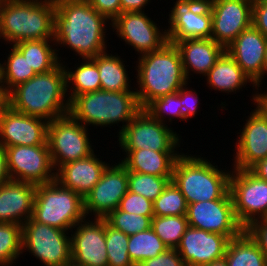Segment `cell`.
Here are the masks:
<instances>
[{
    "label": "cell",
    "instance_id": "9c48e42d",
    "mask_svg": "<svg viewBox=\"0 0 267 266\" xmlns=\"http://www.w3.org/2000/svg\"><path fill=\"white\" fill-rule=\"evenodd\" d=\"M67 234L31 217L22 225V251L31 252L44 266H63L71 262V236Z\"/></svg>",
    "mask_w": 267,
    "mask_h": 266
},
{
    "label": "cell",
    "instance_id": "836d02e7",
    "mask_svg": "<svg viewBox=\"0 0 267 266\" xmlns=\"http://www.w3.org/2000/svg\"><path fill=\"white\" fill-rule=\"evenodd\" d=\"M189 223L186 215L154 216L151 219V228L164 242L168 249H176Z\"/></svg>",
    "mask_w": 267,
    "mask_h": 266
},
{
    "label": "cell",
    "instance_id": "4fadbf2b",
    "mask_svg": "<svg viewBox=\"0 0 267 266\" xmlns=\"http://www.w3.org/2000/svg\"><path fill=\"white\" fill-rule=\"evenodd\" d=\"M186 218L191 227L229 239L239 236L245 229L235 216L229 191L221 199L188 204Z\"/></svg>",
    "mask_w": 267,
    "mask_h": 266
},
{
    "label": "cell",
    "instance_id": "816d5d0a",
    "mask_svg": "<svg viewBox=\"0 0 267 266\" xmlns=\"http://www.w3.org/2000/svg\"><path fill=\"white\" fill-rule=\"evenodd\" d=\"M7 105V94L4 88H0V113L2 109Z\"/></svg>",
    "mask_w": 267,
    "mask_h": 266
},
{
    "label": "cell",
    "instance_id": "3957f363",
    "mask_svg": "<svg viewBox=\"0 0 267 266\" xmlns=\"http://www.w3.org/2000/svg\"><path fill=\"white\" fill-rule=\"evenodd\" d=\"M136 63L139 90H134L142 109L188 85L179 50L173 43L167 42L161 49L139 56Z\"/></svg>",
    "mask_w": 267,
    "mask_h": 266
},
{
    "label": "cell",
    "instance_id": "4dcf8cb0",
    "mask_svg": "<svg viewBox=\"0 0 267 266\" xmlns=\"http://www.w3.org/2000/svg\"><path fill=\"white\" fill-rule=\"evenodd\" d=\"M82 60L83 63L78 65L76 70H70L69 67L64 65L67 94L69 92L67 96L70 102L81 94L101 90V79L97 65L90 58H84ZM70 84L73 86L71 87Z\"/></svg>",
    "mask_w": 267,
    "mask_h": 266
},
{
    "label": "cell",
    "instance_id": "52a82bcc",
    "mask_svg": "<svg viewBox=\"0 0 267 266\" xmlns=\"http://www.w3.org/2000/svg\"><path fill=\"white\" fill-rule=\"evenodd\" d=\"M32 218L51 227L72 231L86 218L84 199L57 180L36 185Z\"/></svg>",
    "mask_w": 267,
    "mask_h": 266
},
{
    "label": "cell",
    "instance_id": "f1b7e54d",
    "mask_svg": "<svg viewBox=\"0 0 267 266\" xmlns=\"http://www.w3.org/2000/svg\"><path fill=\"white\" fill-rule=\"evenodd\" d=\"M53 40H24L14 46L27 59L30 67L36 74L46 73L53 70L62 60L59 50L50 45ZM58 52V53H57Z\"/></svg>",
    "mask_w": 267,
    "mask_h": 266
},
{
    "label": "cell",
    "instance_id": "c3c4849f",
    "mask_svg": "<svg viewBox=\"0 0 267 266\" xmlns=\"http://www.w3.org/2000/svg\"><path fill=\"white\" fill-rule=\"evenodd\" d=\"M9 172L7 167V156L5 147L0 145V186L9 181Z\"/></svg>",
    "mask_w": 267,
    "mask_h": 266
},
{
    "label": "cell",
    "instance_id": "f546056e",
    "mask_svg": "<svg viewBox=\"0 0 267 266\" xmlns=\"http://www.w3.org/2000/svg\"><path fill=\"white\" fill-rule=\"evenodd\" d=\"M224 257L228 266H267L266 256L245 230L230 239Z\"/></svg>",
    "mask_w": 267,
    "mask_h": 266
},
{
    "label": "cell",
    "instance_id": "2e32d148",
    "mask_svg": "<svg viewBox=\"0 0 267 266\" xmlns=\"http://www.w3.org/2000/svg\"><path fill=\"white\" fill-rule=\"evenodd\" d=\"M128 191V170L119 163L109 164L101 179L84 197V213L94 218L104 219L111 211L119 207L121 199ZM93 213V214H92Z\"/></svg>",
    "mask_w": 267,
    "mask_h": 266
},
{
    "label": "cell",
    "instance_id": "f907efd6",
    "mask_svg": "<svg viewBox=\"0 0 267 266\" xmlns=\"http://www.w3.org/2000/svg\"><path fill=\"white\" fill-rule=\"evenodd\" d=\"M257 92V93H256ZM255 94L252 95V100L254 104H257L262 111L267 115V93H258L256 91Z\"/></svg>",
    "mask_w": 267,
    "mask_h": 266
},
{
    "label": "cell",
    "instance_id": "4316f807",
    "mask_svg": "<svg viewBox=\"0 0 267 266\" xmlns=\"http://www.w3.org/2000/svg\"><path fill=\"white\" fill-rule=\"evenodd\" d=\"M207 84L211 90L224 93H236L239 89L245 88L247 82L252 83V87L257 90L255 84L244 73L236 61L225 51L217 60L216 64L208 71L205 76Z\"/></svg>",
    "mask_w": 267,
    "mask_h": 266
},
{
    "label": "cell",
    "instance_id": "9a60e30c",
    "mask_svg": "<svg viewBox=\"0 0 267 266\" xmlns=\"http://www.w3.org/2000/svg\"><path fill=\"white\" fill-rule=\"evenodd\" d=\"M109 25L140 56L157 51L168 42L166 29L162 32L144 11L123 12Z\"/></svg>",
    "mask_w": 267,
    "mask_h": 266
},
{
    "label": "cell",
    "instance_id": "74e56055",
    "mask_svg": "<svg viewBox=\"0 0 267 266\" xmlns=\"http://www.w3.org/2000/svg\"><path fill=\"white\" fill-rule=\"evenodd\" d=\"M187 202L184 195L170 181L162 193L153 202L154 216L186 215Z\"/></svg>",
    "mask_w": 267,
    "mask_h": 266
},
{
    "label": "cell",
    "instance_id": "ab89813d",
    "mask_svg": "<svg viewBox=\"0 0 267 266\" xmlns=\"http://www.w3.org/2000/svg\"><path fill=\"white\" fill-rule=\"evenodd\" d=\"M181 99L178 92L161 96L152 101L145 110L156 120L165 124L164 116L168 117V121L172 123L173 118L181 119L180 107Z\"/></svg>",
    "mask_w": 267,
    "mask_h": 266
},
{
    "label": "cell",
    "instance_id": "ffe728a7",
    "mask_svg": "<svg viewBox=\"0 0 267 266\" xmlns=\"http://www.w3.org/2000/svg\"><path fill=\"white\" fill-rule=\"evenodd\" d=\"M255 105L237 137L233 163L236 169L249 170L258 161L267 158V115Z\"/></svg>",
    "mask_w": 267,
    "mask_h": 266
},
{
    "label": "cell",
    "instance_id": "bcb514c9",
    "mask_svg": "<svg viewBox=\"0 0 267 266\" xmlns=\"http://www.w3.org/2000/svg\"><path fill=\"white\" fill-rule=\"evenodd\" d=\"M252 25L267 38V0H253Z\"/></svg>",
    "mask_w": 267,
    "mask_h": 266
},
{
    "label": "cell",
    "instance_id": "5bb4252c",
    "mask_svg": "<svg viewBox=\"0 0 267 266\" xmlns=\"http://www.w3.org/2000/svg\"><path fill=\"white\" fill-rule=\"evenodd\" d=\"M166 29L168 41L211 39L212 15L208 0H176Z\"/></svg>",
    "mask_w": 267,
    "mask_h": 266
},
{
    "label": "cell",
    "instance_id": "f6af8a7d",
    "mask_svg": "<svg viewBox=\"0 0 267 266\" xmlns=\"http://www.w3.org/2000/svg\"><path fill=\"white\" fill-rule=\"evenodd\" d=\"M89 4L111 23L121 14L120 0H87Z\"/></svg>",
    "mask_w": 267,
    "mask_h": 266
},
{
    "label": "cell",
    "instance_id": "db71d44e",
    "mask_svg": "<svg viewBox=\"0 0 267 266\" xmlns=\"http://www.w3.org/2000/svg\"><path fill=\"white\" fill-rule=\"evenodd\" d=\"M267 73V47H266V53H265V61H264V65H263V75H262V80L263 78H265L264 76Z\"/></svg>",
    "mask_w": 267,
    "mask_h": 266
},
{
    "label": "cell",
    "instance_id": "8fae6325",
    "mask_svg": "<svg viewBox=\"0 0 267 266\" xmlns=\"http://www.w3.org/2000/svg\"><path fill=\"white\" fill-rule=\"evenodd\" d=\"M229 192L235 216L244 228L255 220L267 218V181L250 170L233 168Z\"/></svg>",
    "mask_w": 267,
    "mask_h": 266
},
{
    "label": "cell",
    "instance_id": "11a10c76",
    "mask_svg": "<svg viewBox=\"0 0 267 266\" xmlns=\"http://www.w3.org/2000/svg\"><path fill=\"white\" fill-rule=\"evenodd\" d=\"M0 88H4V87H3V83H2V70H1V63H0Z\"/></svg>",
    "mask_w": 267,
    "mask_h": 266
},
{
    "label": "cell",
    "instance_id": "ba28073f",
    "mask_svg": "<svg viewBox=\"0 0 267 266\" xmlns=\"http://www.w3.org/2000/svg\"><path fill=\"white\" fill-rule=\"evenodd\" d=\"M88 128L69 113L48 122L47 143L54 169L94 153Z\"/></svg>",
    "mask_w": 267,
    "mask_h": 266
},
{
    "label": "cell",
    "instance_id": "603a6c76",
    "mask_svg": "<svg viewBox=\"0 0 267 266\" xmlns=\"http://www.w3.org/2000/svg\"><path fill=\"white\" fill-rule=\"evenodd\" d=\"M36 185L9 180L0 186V223L23 225L33 214Z\"/></svg>",
    "mask_w": 267,
    "mask_h": 266
},
{
    "label": "cell",
    "instance_id": "5b68a950",
    "mask_svg": "<svg viewBox=\"0 0 267 266\" xmlns=\"http://www.w3.org/2000/svg\"><path fill=\"white\" fill-rule=\"evenodd\" d=\"M142 110L135 91L97 90L76 96L69 104V114L85 127H107L122 122L120 133ZM125 123V124H124Z\"/></svg>",
    "mask_w": 267,
    "mask_h": 266
},
{
    "label": "cell",
    "instance_id": "7c38bea8",
    "mask_svg": "<svg viewBox=\"0 0 267 266\" xmlns=\"http://www.w3.org/2000/svg\"><path fill=\"white\" fill-rule=\"evenodd\" d=\"M11 180L46 184L56 180L48 145L5 147Z\"/></svg>",
    "mask_w": 267,
    "mask_h": 266
},
{
    "label": "cell",
    "instance_id": "30bf717a",
    "mask_svg": "<svg viewBox=\"0 0 267 266\" xmlns=\"http://www.w3.org/2000/svg\"><path fill=\"white\" fill-rule=\"evenodd\" d=\"M178 135L142 109L118 134V141L122 150L176 151L181 143Z\"/></svg>",
    "mask_w": 267,
    "mask_h": 266
},
{
    "label": "cell",
    "instance_id": "e0dca14e",
    "mask_svg": "<svg viewBox=\"0 0 267 266\" xmlns=\"http://www.w3.org/2000/svg\"><path fill=\"white\" fill-rule=\"evenodd\" d=\"M212 15L211 39L225 49L252 26L253 0H208Z\"/></svg>",
    "mask_w": 267,
    "mask_h": 266
},
{
    "label": "cell",
    "instance_id": "681fc988",
    "mask_svg": "<svg viewBox=\"0 0 267 266\" xmlns=\"http://www.w3.org/2000/svg\"><path fill=\"white\" fill-rule=\"evenodd\" d=\"M249 170L259 178L267 181V158L258 161Z\"/></svg>",
    "mask_w": 267,
    "mask_h": 266
},
{
    "label": "cell",
    "instance_id": "44dd1931",
    "mask_svg": "<svg viewBox=\"0 0 267 266\" xmlns=\"http://www.w3.org/2000/svg\"><path fill=\"white\" fill-rule=\"evenodd\" d=\"M230 239L189 226L176 248L186 266H204L225 256Z\"/></svg>",
    "mask_w": 267,
    "mask_h": 266
},
{
    "label": "cell",
    "instance_id": "d6a6232c",
    "mask_svg": "<svg viewBox=\"0 0 267 266\" xmlns=\"http://www.w3.org/2000/svg\"><path fill=\"white\" fill-rule=\"evenodd\" d=\"M7 56V62L1 64L2 83L5 93L8 94L14 87L24 83L36 75L23 54L12 45Z\"/></svg>",
    "mask_w": 267,
    "mask_h": 266
},
{
    "label": "cell",
    "instance_id": "ac0fdd59",
    "mask_svg": "<svg viewBox=\"0 0 267 266\" xmlns=\"http://www.w3.org/2000/svg\"><path fill=\"white\" fill-rule=\"evenodd\" d=\"M91 220L85 218L73 227L74 234L70 231L71 261L80 266H108L105 219Z\"/></svg>",
    "mask_w": 267,
    "mask_h": 266
},
{
    "label": "cell",
    "instance_id": "7402d4cb",
    "mask_svg": "<svg viewBox=\"0 0 267 266\" xmlns=\"http://www.w3.org/2000/svg\"><path fill=\"white\" fill-rule=\"evenodd\" d=\"M267 47V38L253 25L243 30L226 48L244 73L257 87L262 83L263 65Z\"/></svg>",
    "mask_w": 267,
    "mask_h": 266
},
{
    "label": "cell",
    "instance_id": "ee69618b",
    "mask_svg": "<svg viewBox=\"0 0 267 266\" xmlns=\"http://www.w3.org/2000/svg\"><path fill=\"white\" fill-rule=\"evenodd\" d=\"M244 230L257 243L267 259V218L253 221Z\"/></svg>",
    "mask_w": 267,
    "mask_h": 266
},
{
    "label": "cell",
    "instance_id": "277c9868",
    "mask_svg": "<svg viewBox=\"0 0 267 266\" xmlns=\"http://www.w3.org/2000/svg\"><path fill=\"white\" fill-rule=\"evenodd\" d=\"M55 0H0V39L53 40Z\"/></svg>",
    "mask_w": 267,
    "mask_h": 266
},
{
    "label": "cell",
    "instance_id": "d4e9b609",
    "mask_svg": "<svg viewBox=\"0 0 267 266\" xmlns=\"http://www.w3.org/2000/svg\"><path fill=\"white\" fill-rule=\"evenodd\" d=\"M175 44L179 50L183 70L187 80L190 72L206 76L208 71L216 64L217 60L226 49L213 39L198 38L180 41H168Z\"/></svg>",
    "mask_w": 267,
    "mask_h": 266
},
{
    "label": "cell",
    "instance_id": "f5cc1de1",
    "mask_svg": "<svg viewBox=\"0 0 267 266\" xmlns=\"http://www.w3.org/2000/svg\"><path fill=\"white\" fill-rule=\"evenodd\" d=\"M204 266H228V263L226 261V258L223 257L221 259L215 260V261L211 262L210 264H207Z\"/></svg>",
    "mask_w": 267,
    "mask_h": 266
},
{
    "label": "cell",
    "instance_id": "8d00e7d4",
    "mask_svg": "<svg viewBox=\"0 0 267 266\" xmlns=\"http://www.w3.org/2000/svg\"><path fill=\"white\" fill-rule=\"evenodd\" d=\"M105 241L108 266H135L129 258V236L114 229L105 220Z\"/></svg>",
    "mask_w": 267,
    "mask_h": 266
},
{
    "label": "cell",
    "instance_id": "484cf974",
    "mask_svg": "<svg viewBox=\"0 0 267 266\" xmlns=\"http://www.w3.org/2000/svg\"><path fill=\"white\" fill-rule=\"evenodd\" d=\"M122 151L126 157L120 159V162L128 171L154 176H172L174 164L182 154L179 151H154L151 149Z\"/></svg>",
    "mask_w": 267,
    "mask_h": 266
},
{
    "label": "cell",
    "instance_id": "6da1fadb",
    "mask_svg": "<svg viewBox=\"0 0 267 266\" xmlns=\"http://www.w3.org/2000/svg\"><path fill=\"white\" fill-rule=\"evenodd\" d=\"M55 4L53 45H66L82 59L107 51L105 16L87 0H55Z\"/></svg>",
    "mask_w": 267,
    "mask_h": 266
},
{
    "label": "cell",
    "instance_id": "f35d334b",
    "mask_svg": "<svg viewBox=\"0 0 267 266\" xmlns=\"http://www.w3.org/2000/svg\"><path fill=\"white\" fill-rule=\"evenodd\" d=\"M104 219L111 227L124 232L128 236L146 231L151 227L149 217L127 213L119 208L111 211Z\"/></svg>",
    "mask_w": 267,
    "mask_h": 266
},
{
    "label": "cell",
    "instance_id": "d6986e66",
    "mask_svg": "<svg viewBox=\"0 0 267 266\" xmlns=\"http://www.w3.org/2000/svg\"><path fill=\"white\" fill-rule=\"evenodd\" d=\"M47 127L46 120L17 112L6 105L0 113V145H48Z\"/></svg>",
    "mask_w": 267,
    "mask_h": 266
},
{
    "label": "cell",
    "instance_id": "7bdbcfd3",
    "mask_svg": "<svg viewBox=\"0 0 267 266\" xmlns=\"http://www.w3.org/2000/svg\"><path fill=\"white\" fill-rule=\"evenodd\" d=\"M138 266H186L176 249H167L158 256L142 261Z\"/></svg>",
    "mask_w": 267,
    "mask_h": 266
},
{
    "label": "cell",
    "instance_id": "d590c367",
    "mask_svg": "<svg viewBox=\"0 0 267 266\" xmlns=\"http://www.w3.org/2000/svg\"><path fill=\"white\" fill-rule=\"evenodd\" d=\"M171 179L172 176H154L128 171V191L154 202Z\"/></svg>",
    "mask_w": 267,
    "mask_h": 266
},
{
    "label": "cell",
    "instance_id": "9f6ffc18",
    "mask_svg": "<svg viewBox=\"0 0 267 266\" xmlns=\"http://www.w3.org/2000/svg\"><path fill=\"white\" fill-rule=\"evenodd\" d=\"M63 266H80V265H77V264H75L74 262H69V263H67V264H65V265H63Z\"/></svg>",
    "mask_w": 267,
    "mask_h": 266
},
{
    "label": "cell",
    "instance_id": "60d3db41",
    "mask_svg": "<svg viewBox=\"0 0 267 266\" xmlns=\"http://www.w3.org/2000/svg\"><path fill=\"white\" fill-rule=\"evenodd\" d=\"M118 208L121 211L137 215L140 214L150 219L154 217L153 202L130 191H127L125 196L121 199Z\"/></svg>",
    "mask_w": 267,
    "mask_h": 266
},
{
    "label": "cell",
    "instance_id": "83f0119b",
    "mask_svg": "<svg viewBox=\"0 0 267 266\" xmlns=\"http://www.w3.org/2000/svg\"><path fill=\"white\" fill-rule=\"evenodd\" d=\"M98 67L101 90L106 91H131L130 80L123 59L118 55L108 54L106 51L90 58ZM127 72V73H126Z\"/></svg>",
    "mask_w": 267,
    "mask_h": 266
},
{
    "label": "cell",
    "instance_id": "7a4b0ae2",
    "mask_svg": "<svg viewBox=\"0 0 267 266\" xmlns=\"http://www.w3.org/2000/svg\"><path fill=\"white\" fill-rule=\"evenodd\" d=\"M66 92V71L60 62L53 70L36 74L14 87L7 94V105L17 112L51 122L69 113Z\"/></svg>",
    "mask_w": 267,
    "mask_h": 266
},
{
    "label": "cell",
    "instance_id": "b9f144b4",
    "mask_svg": "<svg viewBox=\"0 0 267 266\" xmlns=\"http://www.w3.org/2000/svg\"><path fill=\"white\" fill-rule=\"evenodd\" d=\"M187 85L180 88L177 92L181 99V107H180V113H181V121L195 117V114L197 113L198 105H199V96L193 89H188L186 87Z\"/></svg>",
    "mask_w": 267,
    "mask_h": 266
},
{
    "label": "cell",
    "instance_id": "cb8c5ba5",
    "mask_svg": "<svg viewBox=\"0 0 267 266\" xmlns=\"http://www.w3.org/2000/svg\"><path fill=\"white\" fill-rule=\"evenodd\" d=\"M109 163L97 158L95 153L65 165L56 171V180L65 188L79 194L83 199L99 182Z\"/></svg>",
    "mask_w": 267,
    "mask_h": 266
},
{
    "label": "cell",
    "instance_id": "1f68e13d",
    "mask_svg": "<svg viewBox=\"0 0 267 266\" xmlns=\"http://www.w3.org/2000/svg\"><path fill=\"white\" fill-rule=\"evenodd\" d=\"M167 249L168 247L151 227L146 231L129 236V258L135 266H138L144 260L158 256Z\"/></svg>",
    "mask_w": 267,
    "mask_h": 266
},
{
    "label": "cell",
    "instance_id": "e575fe53",
    "mask_svg": "<svg viewBox=\"0 0 267 266\" xmlns=\"http://www.w3.org/2000/svg\"><path fill=\"white\" fill-rule=\"evenodd\" d=\"M22 251V225L0 223V266H12Z\"/></svg>",
    "mask_w": 267,
    "mask_h": 266
},
{
    "label": "cell",
    "instance_id": "7dc6e473",
    "mask_svg": "<svg viewBox=\"0 0 267 266\" xmlns=\"http://www.w3.org/2000/svg\"><path fill=\"white\" fill-rule=\"evenodd\" d=\"M151 0H120L121 13L123 12H143L145 6L150 3ZM143 9V10H142Z\"/></svg>",
    "mask_w": 267,
    "mask_h": 266
},
{
    "label": "cell",
    "instance_id": "8992f818",
    "mask_svg": "<svg viewBox=\"0 0 267 266\" xmlns=\"http://www.w3.org/2000/svg\"><path fill=\"white\" fill-rule=\"evenodd\" d=\"M231 171L222 170L203 157L182 153L176 160L171 181L187 204L221 199L229 191Z\"/></svg>",
    "mask_w": 267,
    "mask_h": 266
}]
</instances>
